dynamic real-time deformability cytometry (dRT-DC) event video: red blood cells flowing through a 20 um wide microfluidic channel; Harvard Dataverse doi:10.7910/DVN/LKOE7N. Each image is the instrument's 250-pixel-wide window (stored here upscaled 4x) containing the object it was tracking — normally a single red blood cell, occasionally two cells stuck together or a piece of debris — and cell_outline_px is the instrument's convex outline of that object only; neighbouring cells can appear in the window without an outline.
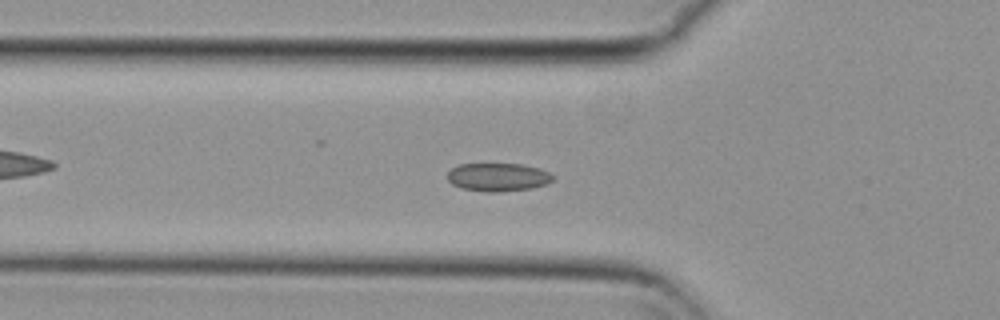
{"species": "common noctule bat (a hibernating species)", "species_latin": "Nyctalus noctula", "temperature_condition": "cold", "stored_images_in_passage": 42, "camera_frame_rate_fps": 3000, "um_per_image_px": 0.085, "animal": {"sex": "female", "body_mass_g": 29.2, "forearm_length_mm": 56.3}, "frame": {"image": 1, "passage_image": 5, "time_ms": 1.333, "image_size_px": [1000, 320], "cell_outline_px": [[552, 180], [548, 184], [532, 188], [496, 192], [484, 192], [460, 188], [452, 184], [448, 180], [448, 172], [452, 168], [460, 164], [524, 164], [540, 168], [548, 172], [552, 176]], "centroid_in_image_um": [42.32, 15.06], "position_along_channel_um": 83.5, "area_um2": 17.4}}
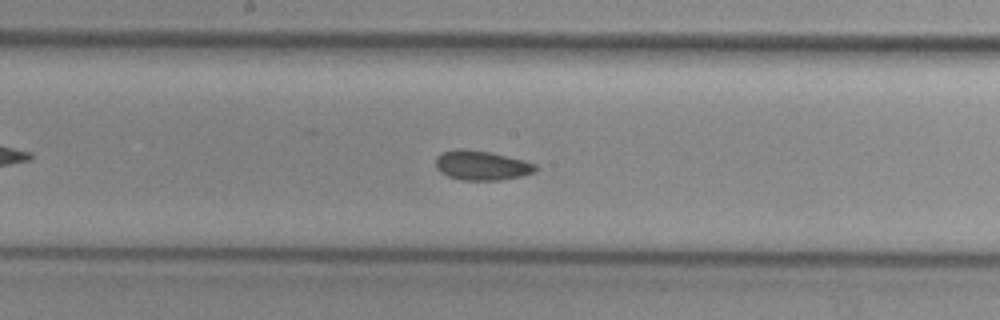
{"frame": {"image": 2, "passage_image": 15, "time_ms": 4.667, "image_size_px": [1000, 320], "cell_outline_px": [[536, 172], [520, 176], [500, 180], [460, 180], [448, 176], [440, 172], [436, 168], [436, 156], [440, 152], [460, 148], [488, 152], [524, 160], [536, 164]], "centroid_in_image_um": [40.9, 14.06], "position_along_channel_um": 207.3, "area_um2": 17.17}}
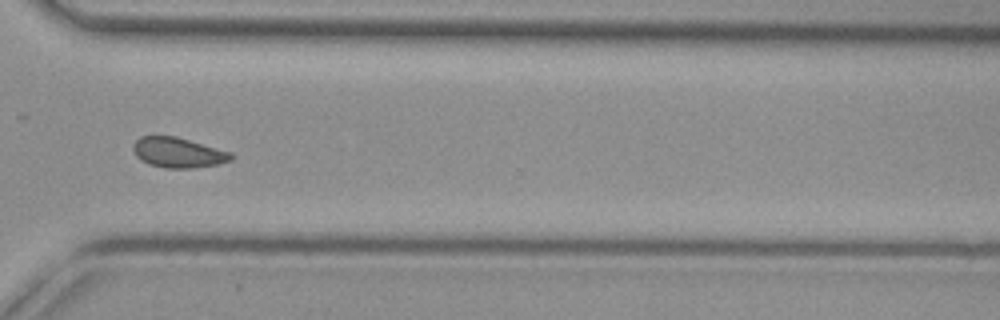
{"frame": {"image": 3, "passage_image": 27, "time_ms": 8.667, "image_size_px": [1000, 320], "cell_outline_px": [[236, 156], [232, 160], [216, 164], [192, 168], [168, 168], [148, 164], [140, 160], [136, 156], [132, 148], [132, 144], [140, 136], [176, 136], [232, 152]], "centroid_in_image_um": [15.14, 12.96], "position_along_channel_um": 355.5, "area_um2": 17.34}, "authors_computed_cell_mechanics": {"area_um2": 17.1666, "velocity_mm_per_s": 3.704, "shape_relaxation_time_tau1_ms": null, "shape_relaxation_time_tau2_ms": 2.1882, "deformation_change_tau1": null, "deformation_change_tau2": 0.0631}}